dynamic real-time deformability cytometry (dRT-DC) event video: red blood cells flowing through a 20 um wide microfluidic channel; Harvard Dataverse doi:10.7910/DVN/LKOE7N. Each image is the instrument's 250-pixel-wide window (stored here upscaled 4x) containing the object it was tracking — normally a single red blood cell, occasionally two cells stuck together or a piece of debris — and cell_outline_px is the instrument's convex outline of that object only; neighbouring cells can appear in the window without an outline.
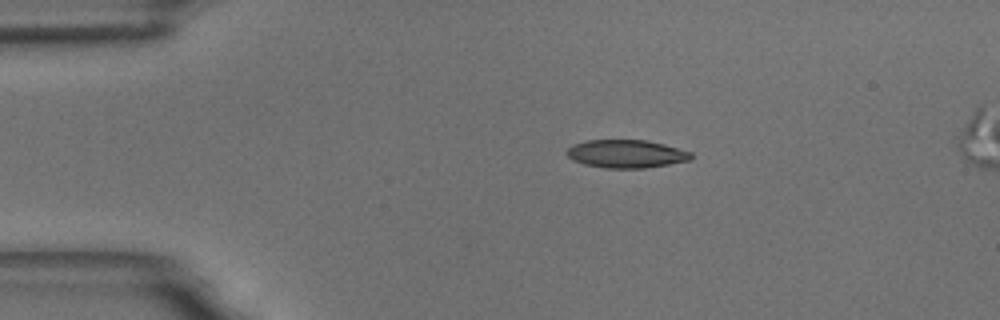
{"species": "common noctule bat (a hibernating species)", "species_latin": "Nyctalus noctula", "temperature_condition": "room temperature", "stored_images_in_passage": 6, "camera_frame_rate_fps": 3000, "um_per_image_px": 0.085, "animal": {"sex": "male", "body_mass_g": 18.8}, "frame": {"image": 1, "passage_image": 1, "time_ms": 0.0, "image_size_px": [1000, 320], "cell_outline_px": [[692, 160], [644, 168], [604, 168], [584, 164], [572, 160], [564, 152], [572, 144], [588, 140], [644, 140], [664, 144], [692, 152]], "centroid_in_image_um": [53.21, 13.07], "position_along_channel_um": 31.8, "area_um2": 20.4}}
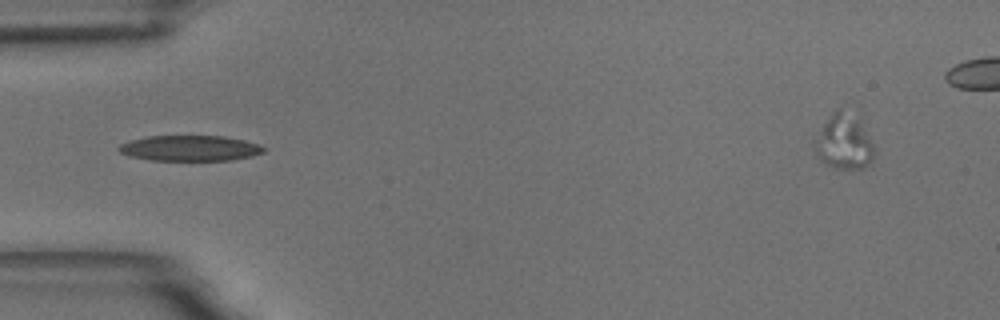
{"frame": {"image": 2, "passage_image": 3, "time_ms": 2.333, "image_size_px": [1000, 320], "cell_outline_px": [[268, 148], [264, 152], [252, 156], [232, 160], [152, 160], [132, 156], [120, 152], [116, 148], [120, 144], [132, 140], [148, 136], [224, 136], [244, 140]], "centroid_in_image_um": [16.18, 12.59], "position_along_channel_um": 68.8, "area_um2": 21.44}}